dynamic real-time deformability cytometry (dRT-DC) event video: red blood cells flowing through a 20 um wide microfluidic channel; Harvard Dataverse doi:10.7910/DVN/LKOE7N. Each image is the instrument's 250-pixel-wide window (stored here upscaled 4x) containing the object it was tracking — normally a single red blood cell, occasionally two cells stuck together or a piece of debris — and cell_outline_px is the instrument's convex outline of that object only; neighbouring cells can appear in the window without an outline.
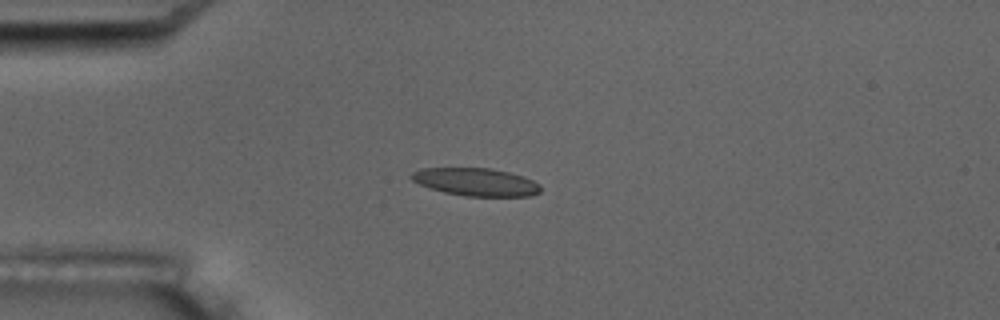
{"species": "common noctule bat (a hibernating species)", "species_latin": "Nyctalus noctula", "temperature_condition": "room temperature", "stored_images_in_passage": 9, "camera_frame_rate_fps": 3000, "um_per_image_px": 0.085, "animal": {"sex": "male", "body_mass_g": 17.5, "forearm_length_mm": 52.3}, "frame": {"image": 1, "passage_image": 3, "time_ms": 2.333, "image_size_px": [1000, 320], "cell_outline_px": [[540, 192], [532, 196], [464, 196], [444, 192], [420, 184], [412, 180], [408, 176], [412, 172], [420, 168], [488, 168], [508, 172], [524, 176], [540, 184]], "centroid_in_image_um": [40.45, 15.46], "position_along_channel_um": 44.5, "area_um2": 20.92}}
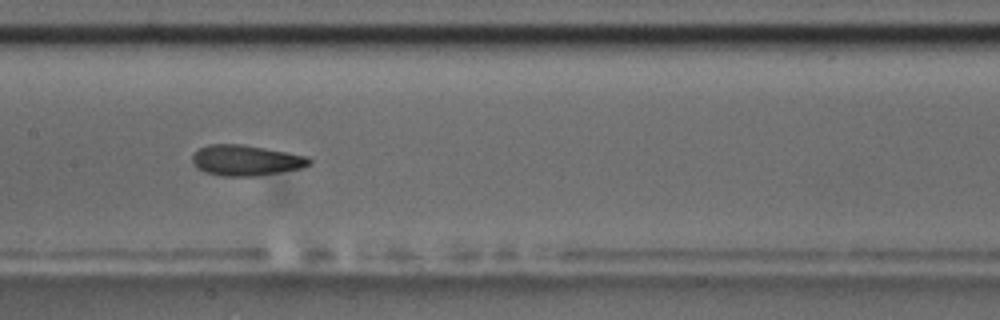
{"frame": {"image": 2, "passage_image": 7, "time_ms": 7.0, "image_size_px": [1000, 320], "cell_outline_px": [[312, 164], [300, 168], [256, 176], [220, 176], [204, 172], [196, 168], [192, 160], [192, 156], [200, 148], [208, 144], [240, 144], [264, 148], [308, 156], [312, 160]], "centroid_in_image_um": [20.89, 13.63], "position_along_channel_um": 186.5, "area_um2": 20.81}}